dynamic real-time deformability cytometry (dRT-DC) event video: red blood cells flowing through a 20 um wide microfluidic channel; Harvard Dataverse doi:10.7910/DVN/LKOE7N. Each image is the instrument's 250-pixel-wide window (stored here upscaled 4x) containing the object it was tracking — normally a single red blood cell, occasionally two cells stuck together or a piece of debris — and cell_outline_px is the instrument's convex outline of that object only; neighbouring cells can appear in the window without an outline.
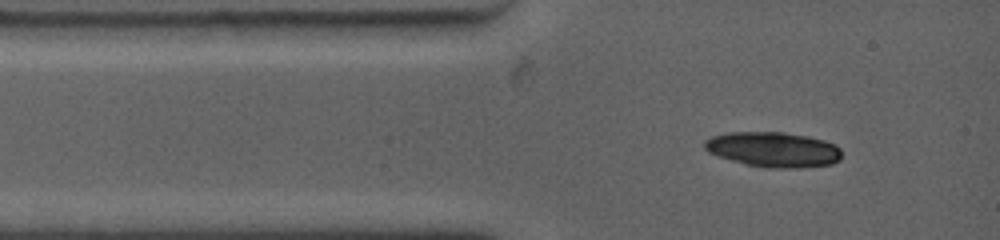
{"species": "common noctule bat (a hibernating species)", "species_latin": "Nyctalus noctula", "temperature_condition": "warm", "stored_images_in_passage": 1, "camera_frame_rate_fps": 4500, "um_per_image_px": 0.085, "animal": {"sex": "female", "body_mass_g": 19.0, "forearm_length_mm": 53.3}, "frame": {"image": 1, "passage_image": 1, "time_ms": 0.0, "image_size_px": [1000, 240], "cell_outline_px": [[840, 160], [832, 164], [800, 168], [772, 168], [744, 164], [716, 156], [708, 152], [704, 148], [704, 140], [712, 136], [728, 132], [784, 132], [808, 136], [824, 140], [836, 144], [840, 148]], "centroid_in_image_um": [65.72, 12.71], "position_along_channel_um": 19.3, "area_um2": 28.32}}